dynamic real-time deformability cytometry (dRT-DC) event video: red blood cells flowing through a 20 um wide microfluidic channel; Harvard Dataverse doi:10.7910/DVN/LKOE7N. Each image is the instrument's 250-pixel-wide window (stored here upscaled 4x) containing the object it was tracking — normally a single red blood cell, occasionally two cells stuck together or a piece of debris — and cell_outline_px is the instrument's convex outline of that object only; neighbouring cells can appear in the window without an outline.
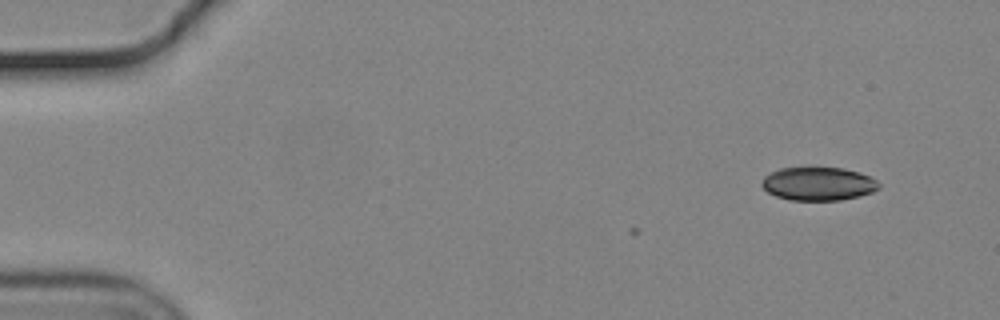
{"species": "common noctule bat (a hibernating species)", "species_latin": "Nyctalus noctula", "temperature_condition": "cold", "stored_images_in_passage": 10, "camera_frame_rate_fps": 3000, "um_per_image_px": 0.085, "animal": {"sex": "male", "body_mass_g": 19.2, "forearm_length_mm": 51.8}, "frame": {"image": 1, "passage_image": 10, "time_ms": 3.0, "image_size_px": [1000, 320], "cell_outline_px": [[880, 188], [872, 192], [860, 196], [840, 200], [788, 200], [776, 196], [768, 192], [760, 184], [764, 176], [780, 168], [808, 164], [844, 168], [860, 172], [872, 176], [880, 184]], "centroid_in_image_um": [69.56, 15.57], "position_along_channel_um": 15.4, "area_um2": 23.81}}